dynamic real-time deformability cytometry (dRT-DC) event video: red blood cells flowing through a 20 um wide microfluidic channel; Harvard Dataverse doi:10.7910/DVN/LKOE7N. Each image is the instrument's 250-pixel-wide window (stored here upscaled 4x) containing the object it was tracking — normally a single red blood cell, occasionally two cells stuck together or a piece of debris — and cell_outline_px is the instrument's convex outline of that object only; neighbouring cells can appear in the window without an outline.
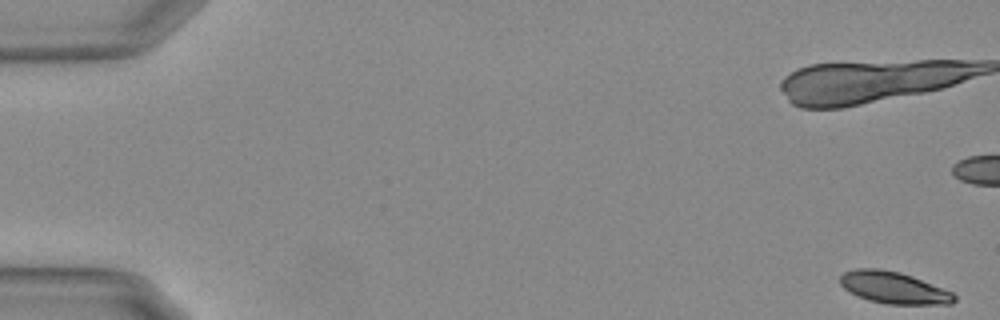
{"species": "Egyptian fruit bat (a non-hibernating species)", "species_latin": "Rousettus aegyptiacus", "temperature_condition": "warm", "stored_images_in_passage": 31, "camera_frame_rate_fps": 3000, "um_per_image_px": 0.085, "animal": {"sex": "female"}, "frame": {"image": 1, "passage_image": 1, "time_ms": 0.0, "image_size_px": [1000, 320], "cell_outline_px": [[956, 300], [952, 304], [888, 304], [868, 300], [848, 292], [840, 284], [840, 276], [844, 272], [856, 268], [880, 268], [900, 272], [912, 276], [944, 288], [952, 292], [956, 296]], "centroid_in_image_um": [75.96, 24.45], "position_along_channel_um": 9.0, "area_um2": 21.33}}